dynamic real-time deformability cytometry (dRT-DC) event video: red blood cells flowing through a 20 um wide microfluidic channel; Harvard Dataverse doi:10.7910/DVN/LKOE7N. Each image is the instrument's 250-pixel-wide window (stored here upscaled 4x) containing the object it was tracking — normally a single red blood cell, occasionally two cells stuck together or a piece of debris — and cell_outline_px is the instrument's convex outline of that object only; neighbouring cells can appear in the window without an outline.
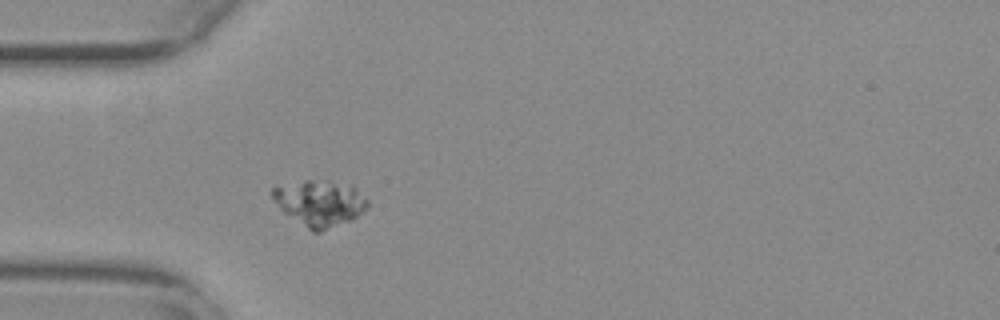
{"species": "common noctule bat (a hibernating species)", "species_latin": "Nyctalus noctula", "temperature_condition": "warm", "stored_images_in_passage": 40, "camera_frame_rate_fps": 3000, "um_per_image_px": 0.085, "animal": {"sex": "female", "body_mass_g": 29.2, "forearm_length_mm": 56.3}, "frame": {"image": 1, "passage_image": 1, "time_ms": 0.0, "image_size_px": [1000, 320], "cell_outline_px": [[368, 204], [352, 220], [320, 232], [312, 232], [284, 212], [280, 208], [272, 196], [272, 188], [304, 180], [312, 180], [352, 184], [368, 200]], "centroid_in_image_um": [27.19, 17.27], "position_along_channel_um": 57.8, "area_um2": 25.09}}
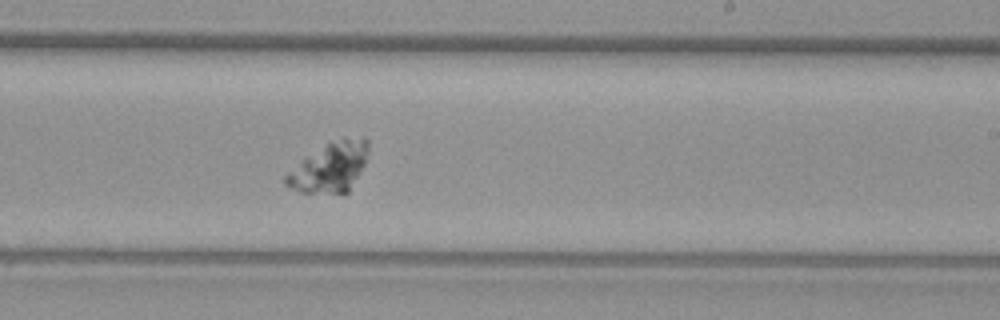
{"frame": {"image": 2, "passage_image": 18, "time_ms": 5.667, "image_size_px": [1000, 320], "cell_outline_px": [[368, 148], [364, 164], [348, 192], [300, 192], [284, 184], [284, 176], [288, 172], [304, 160], [328, 144], [344, 136], [368, 140]], "centroid_in_image_um": [28.05, 14.23], "position_along_channel_um": 261.0, "area_um2": 22.72}}
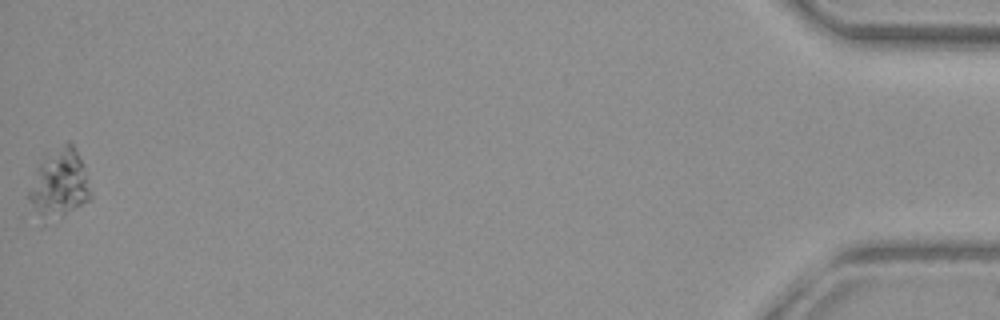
{"frame": {"image": 3, "passage_image": 40, "time_ms": 13.0, "image_size_px": [1000, 320], "cell_outline_px": [[92, 200], [56, 224], [40, 228], [28, 212], [28, 192], [36, 168], [44, 160], [68, 140], [72, 144], [80, 160], [92, 196]], "centroid_in_image_um": [4.94, 15.93], "position_along_channel_um": 430.3, "area_um2": 26.13}}